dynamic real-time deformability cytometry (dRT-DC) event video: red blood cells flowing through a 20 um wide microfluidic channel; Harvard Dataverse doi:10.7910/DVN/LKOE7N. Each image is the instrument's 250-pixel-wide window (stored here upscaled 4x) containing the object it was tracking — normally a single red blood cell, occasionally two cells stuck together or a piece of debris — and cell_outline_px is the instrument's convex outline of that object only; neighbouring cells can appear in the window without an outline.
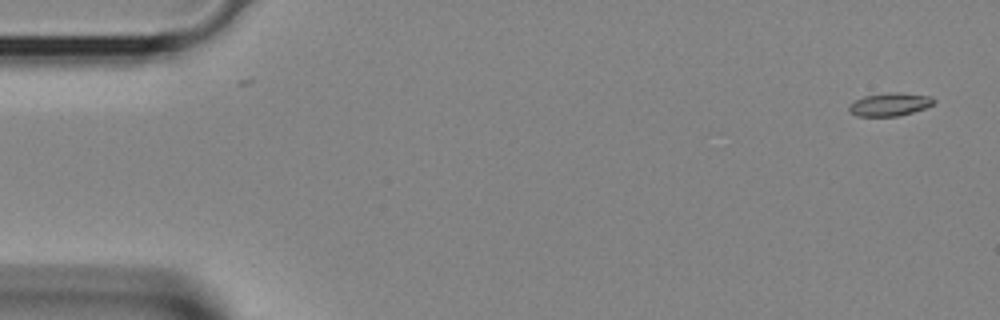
{"species": "Egyptian fruit bat (a non-hibernating species)", "species_latin": "Rousettus aegyptiacus", "temperature_condition": "room temperature", "stored_images_in_passage": 6, "camera_frame_rate_fps": 3000, "um_per_image_px": 0.085, "animal": {"sex": "female"}, "frame": {"image": 1, "passage_image": 1, "time_ms": 0.0, "image_size_px": [1000, 320], "cell_outline_px": [[936, 100], [932, 104], [924, 108], [912, 112], [896, 116], [856, 116], [848, 112], [848, 104], [864, 96], [888, 92], [900, 92], [932, 96]], "centroid_in_image_um": [75.6, 8.86], "position_along_channel_um": 9.4, "area_um2": 11.5}}